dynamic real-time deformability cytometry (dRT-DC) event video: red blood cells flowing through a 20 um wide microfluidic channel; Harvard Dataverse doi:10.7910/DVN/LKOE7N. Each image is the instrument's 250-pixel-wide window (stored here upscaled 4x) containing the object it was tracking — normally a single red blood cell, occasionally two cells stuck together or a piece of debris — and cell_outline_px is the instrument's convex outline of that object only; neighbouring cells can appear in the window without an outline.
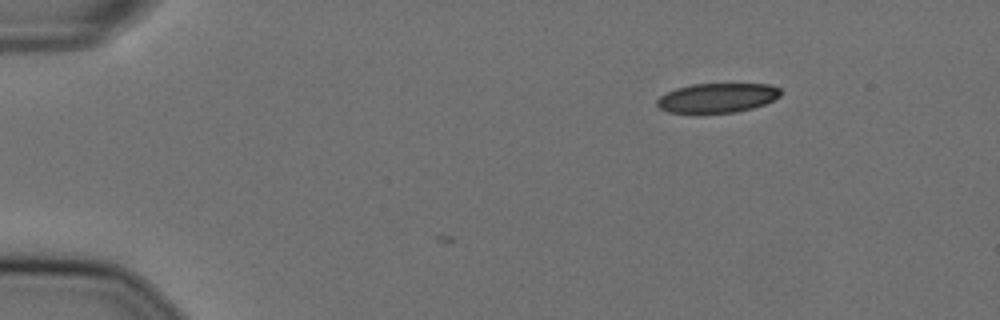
{"species": "Egyptian fruit bat (a non-hibernating species)", "species_latin": "Rousettus aegyptiacus", "temperature_condition": "cold", "stored_images_in_passage": 6, "camera_frame_rate_fps": 3000, "um_per_image_px": 0.085, "animal": {"sex": "female"}, "frame": {"image": 1, "passage_image": 6, "time_ms": 1.667, "image_size_px": [1000, 320], "cell_outline_px": [[780, 96], [764, 104], [752, 108], [736, 112], [668, 112], [660, 108], [656, 104], [656, 100], [660, 96], [676, 88], [692, 84], [768, 84], [780, 88]], "centroid_in_image_um": [60.96, 8.31], "position_along_channel_um": 24.0, "area_um2": 20.92}}